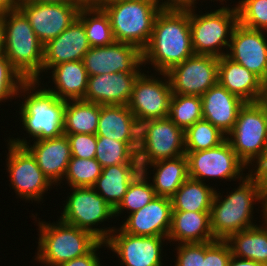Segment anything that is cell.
Masks as SVG:
<instances>
[{"label": "cell", "mask_w": 267, "mask_h": 266, "mask_svg": "<svg viewBox=\"0 0 267 266\" xmlns=\"http://www.w3.org/2000/svg\"><path fill=\"white\" fill-rule=\"evenodd\" d=\"M101 173L102 166L95 158L71 157L64 180L70 187H93Z\"/></svg>", "instance_id": "74e56055"}, {"label": "cell", "mask_w": 267, "mask_h": 266, "mask_svg": "<svg viewBox=\"0 0 267 266\" xmlns=\"http://www.w3.org/2000/svg\"><path fill=\"white\" fill-rule=\"evenodd\" d=\"M216 188L188 177L170 198L172 211L210 212Z\"/></svg>", "instance_id": "4dcf8cb0"}, {"label": "cell", "mask_w": 267, "mask_h": 266, "mask_svg": "<svg viewBox=\"0 0 267 266\" xmlns=\"http://www.w3.org/2000/svg\"><path fill=\"white\" fill-rule=\"evenodd\" d=\"M21 0H0V14L19 8Z\"/></svg>", "instance_id": "7dc6e473"}, {"label": "cell", "mask_w": 267, "mask_h": 266, "mask_svg": "<svg viewBox=\"0 0 267 266\" xmlns=\"http://www.w3.org/2000/svg\"><path fill=\"white\" fill-rule=\"evenodd\" d=\"M9 142L16 146H24L36 159L37 165L52 185L58 186L62 180L64 181L72 157L70 143L65 134L56 138L34 140L33 145L24 137H9Z\"/></svg>", "instance_id": "d6986e66"}, {"label": "cell", "mask_w": 267, "mask_h": 266, "mask_svg": "<svg viewBox=\"0 0 267 266\" xmlns=\"http://www.w3.org/2000/svg\"><path fill=\"white\" fill-rule=\"evenodd\" d=\"M175 266H203L204 242L203 243H181L175 248Z\"/></svg>", "instance_id": "7bdbcfd3"}, {"label": "cell", "mask_w": 267, "mask_h": 266, "mask_svg": "<svg viewBox=\"0 0 267 266\" xmlns=\"http://www.w3.org/2000/svg\"><path fill=\"white\" fill-rule=\"evenodd\" d=\"M96 136L139 142V123L127 105H100Z\"/></svg>", "instance_id": "d4e9b609"}, {"label": "cell", "mask_w": 267, "mask_h": 266, "mask_svg": "<svg viewBox=\"0 0 267 266\" xmlns=\"http://www.w3.org/2000/svg\"><path fill=\"white\" fill-rule=\"evenodd\" d=\"M4 54V32H3V18L0 14V56Z\"/></svg>", "instance_id": "681fc988"}, {"label": "cell", "mask_w": 267, "mask_h": 266, "mask_svg": "<svg viewBox=\"0 0 267 266\" xmlns=\"http://www.w3.org/2000/svg\"><path fill=\"white\" fill-rule=\"evenodd\" d=\"M166 4L165 0H127L104 1L100 6L109 16L115 41L142 51L150 41L156 16Z\"/></svg>", "instance_id": "5b68a950"}, {"label": "cell", "mask_w": 267, "mask_h": 266, "mask_svg": "<svg viewBox=\"0 0 267 266\" xmlns=\"http://www.w3.org/2000/svg\"><path fill=\"white\" fill-rule=\"evenodd\" d=\"M250 169L240 180L237 189L233 188L234 191L225 197L215 191L210 209V225L216 240H226L231 234L256 226L252 220L256 202L262 205L263 219L267 218V197Z\"/></svg>", "instance_id": "7a4b0ae2"}, {"label": "cell", "mask_w": 267, "mask_h": 266, "mask_svg": "<svg viewBox=\"0 0 267 266\" xmlns=\"http://www.w3.org/2000/svg\"><path fill=\"white\" fill-rule=\"evenodd\" d=\"M188 177L204 182L205 178L235 181L242 180L248 167L239 159L230 143L225 139L216 147L201 151H185ZM243 175V176H242Z\"/></svg>", "instance_id": "8fae6325"}, {"label": "cell", "mask_w": 267, "mask_h": 266, "mask_svg": "<svg viewBox=\"0 0 267 266\" xmlns=\"http://www.w3.org/2000/svg\"><path fill=\"white\" fill-rule=\"evenodd\" d=\"M147 174L149 171H141L131 182L122 201L114 209L115 217L120 216L119 214L123 213L124 210L127 211V214L140 210L156 197L155 190L149 180L150 177Z\"/></svg>", "instance_id": "e575fe53"}, {"label": "cell", "mask_w": 267, "mask_h": 266, "mask_svg": "<svg viewBox=\"0 0 267 266\" xmlns=\"http://www.w3.org/2000/svg\"><path fill=\"white\" fill-rule=\"evenodd\" d=\"M83 63L89 76L119 72H140L142 51L135 45L114 42L103 47H90Z\"/></svg>", "instance_id": "ac0fdd59"}, {"label": "cell", "mask_w": 267, "mask_h": 266, "mask_svg": "<svg viewBox=\"0 0 267 266\" xmlns=\"http://www.w3.org/2000/svg\"><path fill=\"white\" fill-rule=\"evenodd\" d=\"M33 3H57V4H79L83 6V4L79 0H23Z\"/></svg>", "instance_id": "c3c4849f"}, {"label": "cell", "mask_w": 267, "mask_h": 266, "mask_svg": "<svg viewBox=\"0 0 267 266\" xmlns=\"http://www.w3.org/2000/svg\"><path fill=\"white\" fill-rule=\"evenodd\" d=\"M159 236H135L115 228L105 241L106 248L117 254L123 266H162L163 243Z\"/></svg>", "instance_id": "9a60e30c"}, {"label": "cell", "mask_w": 267, "mask_h": 266, "mask_svg": "<svg viewBox=\"0 0 267 266\" xmlns=\"http://www.w3.org/2000/svg\"><path fill=\"white\" fill-rule=\"evenodd\" d=\"M263 221L262 226L256 224L254 227L231 234L225 240L233 256L267 266V218Z\"/></svg>", "instance_id": "f546056e"}, {"label": "cell", "mask_w": 267, "mask_h": 266, "mask_svg": "<svg viewBox=\"0 0 267 266\" xmlns=\"http://www.w3.org/2000/svg\"><path fill=\"white\" fill-rule=\"evenodd\" d=\"M232 254L225 240L204 242L203 266H228Z\"/></svg>", "instance_id": "60d3db41"}, {"label": "cell", "mask_w": 267, "mask_h": 266, "mask_svg": "<svg viewBox=\"0 0 267 266\" xmlns=\"http://www.w3.org/2000/svg\"><path fill=\"white\" fill-rule=\"evenodd\" d=\"M83 5H100L105 0H79Z\"/></svg>", "instance_id": "f907efd6"}, {"label": "cell", "mask_w": 267, "mask_h": 266, "mask_svg": "<svg viewBox=\"0 0 267 266\" xmlns=\"http://www.w3.org/2000/svg\"><path fill=\"white\" fill-rule=\"evenodd\" d=\"M89 49L83 23L76 18L59 36L44 45L42 72L63 62L83 60Z\"/></svg>", "instance_id": "7402d4cb"}, {"label": "cell", "mask_w": 267, "mask_h": 266, "mask_svg": "<svg viewBox=\"0 0 267 266\" xmlns=\"http://www.w3.org/2000/svg\"><path fill=\"white\" fill-rule=\"evenodd\" d=\"M168 241L203 243L215 241L210 225V212L172 211ZM173 240V241H172Z\"/></svg>", "instance_id": "484cf974"}, {"label": "cell", "mask_w": 267, "mask_h": 266, "mask_svg": "<svg viewBox=\"0 0 267 266\" xmlns=\"http://www.w3.org/2000/svg\"><path fill=\"white\" fill-rule=\"evenodd\" d=\"M151 76L141 73L134 83L128 108L136 117L137 122L166 118L169 115L172 90L166 73ZM167 78V79H166Z\"/></svg>", "instance_id": "4fadbf2b"}, {"label": "cell", "mask_w": 267, "mask_h": 266, "mask_svg": "<svg viewBox=\"0 0 267 266\" xmlns=\"http://www.w3.org/2000/svg\"><path fill=\"white\" fill-rule=\"evenodd\" d=\"M264 100L267 102V86H266L265 99Z\"/></svg>", "instance_id": "db71d44e"}, {"label": "cell", "mask_w": 267, "mask_h": 266, "mask_svg": "<svg viewBox=\"0 0 267 266\" xmlns=\"http://www.w3.org/2000/svg\"><path fill=\"white\" fill-rule=\"evenodd\" d=\"M79 4L33 3L21 0L19 10L25 15L43 45L59 36L77 18Z\"/></svg>", "instance_id": "2e32d148"}, {"label": "cell", "mask_w": 267, "mask_h": 266, "mask_svg": "<svg viewBox=\"0 0 267 266\" xmlns=\"http://www.w3.org/2000/svg\"><path fill=\"white\" fill-rule=\"evenodd\" d=\"M100 105L84 100L66 101L63 118L64 134H96Z\"/></svg>", "instance_id": "1f68e13d"}, {"label": "cell", "mask_w": 267, "mask_h": 266, "mask_svg": "<svg viewBox=\"0 0 267 266\" xmlns=\"http://www.w3.org/2000/svg\"><path fill=\"white\" fill-rule=\"evenodd\" d=\"M172 205L168 197L156 196L150 203L128 215L121 229L135 236L168 237Z\"/></svg>", "instance_id": "ffe728a7"}, {"label": "cell", "mask_w": 267, "mask_h": 266, "mask_svg": "<svg viewBox=\"0 0 267 266\" xmlns=\"http://www.w3.org/2000/svg\"><path fill=\"white\" fill-rule=\"evenodd\" d=\"M69 140L71 155L79 159L95 158L97 136L96 134H65Z\"/></svg>", "instance_id": "b9f144b4"}, {"label": "cell", "mask_w": 267, "mask_h": 266, "mask_svg": "<svg viewBox=\"0 0 267 266\" xmlns=\"http://www.w3.org/2000/svg\"><path fill=\"white\" fill-rule=\"evenodd\" d=\"M226 139L247 167L255 166L267 151V102H245Z\"/></svg>", "instance_id": "ba28073f"}, {"label": "cell", "mask_w": 267, "mask_h": 266, "mask_svg": "<svg viewBox=\"0 0 267 266\" xmlns=\"http://www.w3.org/2000/svg\"><path fill=\"white\" fill-rule=\"evenodd\" d=\"M218 60L212 55L194 54L166 74L172 94L202 96L218 83Z\"/></svg>", "instance_id": "5bb4252c"}, {"label": "cell", "mask_w": 267, "mask_h": 266, "mask_svg": "<svg viewBox=\"0 0 267 266\" xmlns=\"http://www.w3.org/2000/svg\"><path fill=\"white\" fill-rule=\"evenodd\" d=\"M228 266H265V265L250 259H242L232 255L228 263Z\"/></svg>", "instance_id": "bcb514c9"}, {"label": "cell", "mask_w": 267, "mask_h": 266, "mask_svg": "<svg viewBox=\"0 0 267 266\" xmlns=\"http://www.w3.org/2000/svg\"><path fill=\"white\" fill-rule=\"evenodd\" d=\"M185 155L184 130L168 117L139 124L137 159L140 168L156 161Z\"/></svg>", "instance_id": "30bf717a"}, {"label": "cell", "mask_w": 267, "mask_h": 266, "mask_svg": "<svg viewBox=\"0 0 267 266\" xmlns=\"http://www.w3.org/2000/svg\"><path fill=\"white\" fill-rule=\"evenodd\" d=\"M77 18L83 23L90 47H103L115 42L109 16L100 5H83Z\"/></svg>", "instance_id": "d6a6232c"}, {"label": "cell", "mask_w": 267, "mask_h": 266, "mask_svg": "<svg viewBox=\"0 0 267 266\" xmlns=\"http://www.w3.org/2000/svg\"><path fill=\"white\" fill-rule=\"evenodd\" d=\"M185 151H201L221 144L226 135L205 119L195 122L184 131Z\"/></svg>", "instance_id": "8d00e7d4"}, {"label": "cell", "mask_w": 267, "mask_h": 266, "mask_svg": "<svg viewBox=\"0 0 267 266\" xmlns=\"http://www.w3.org/2000/svg\"><path fill=\"white\" fill-rule=\"evenodd\" d=\"M106 246L105 242L99 241L87 254L63 262L58 266H101L100 257L97 252L100 248Z\"/></svg>", "instance_id": "ee69618b"}, {"label": "cell", "mask_w": 267, "mask_h": 266, "mask_svg": "<svg viewBox=\"0 0 267 266\" xmlns=\"http://www.w3.org/2000/svg\"><path fill=\"white\" fill-rule=\"evenodd\" d=\"M189 23V4L168 3L156 16L148 45L142 50V64L158 73L194 55Z\"/></svg>", "instance_id": "6da1fadb"}, {"label": "cell", "mask_w": 267, "mask_h": 266, "mask_svg": "<svg viewBox=\"0 0 267 266\" xmlns=\"http://www.w3.org/2000/svg\"><path fill=\"white\" fill-rule=\"evenodd\" d=\"M168 118L185 131L203 119L201 97L172 94Z\"/></svg>", "instance_id": "d590c367"}, {"label": "cell", "mask_w": 267, "mask_h": 266, "mask_svg": "<svg viewBox=\"0 0 267 266\" xmlns=\"http://www.w3.org/2000/svg\"><path fill=\"white\" fill-rule=\"evenodd\" d=\"M234 6L238 12L240 25L267 31V0H241Z\"/></svg>", "instance_id": "f35d334b"}, {"label": "cell", "mask_w": 267, "mask_h": 266, "mask_svg": "<svg viewBox=\"0 0 267 266\" xmlns=\"http://www.w3.org/2000/svg\"><path fill=\"white\" fill-rule=\"evenodd\" d=\"M218 83L244 102L265 99L266 85L255 74L226 55L218 60Z\"/></svg>", "instance_id": "cb8c5ba5"}, {"label": "cell", "mask_w": 267, "mask_h": 266, "mask_svg": "<svg viewBox=\"0 0 267 266\" xmlns=\"http://www.w3.org/2000/svg\"><path fill=\"white\" fill-rule=\"evenodd\" d=\"M215 1V0H214ZM216 1H220L223 2L225 0H216ZM181 3H186V4H197L196 0H183Z\"/></svg>", "instance_id": "816d5d0a"}, {"label": "cell", "mask_w": 267, "mask_h": 266, "mask_svg": "<svg viewBox=\"0 0 267 266\" xmlns=\"http://www.w3.org/2000/svg\"><path fill=\"white\" fill-rule=\"evenodd\" d=\"M8 142L7 172L16 195L25 201H42L52 184L37 165L36 159L24 146ZM42 199V200H41Z\"/></svg>", "instance_id": "7c38bea8"}, {"label": "cell", "mask_w": 267, "mask_h": 266, "mask_svg": "<svg viewBox=\"0 0 267 266\" xmlns=\"http://www.w3.org/2000/svg\"><path fill=\"white\" fill-rule=\"evenodd\" d=\"M2 18L5 57L26 81L41 80L44 45L19 9L2 13Z\"/></svg>", "instance_id": "277c9868"}, {"label": "cell", "mask_w": 267, "mask_h": 266, "mask_svg": "<svg viewBox=\"0 0 267 266\" xmlns=\"http://www.w3.org/2000/svg\"><path fill=\"white\" fill-rule=\"evenodd\" d=\"M168 3H181L183 0H166Z\"/></svg>", "instance_id": "f5cc1de1"}, {"label": "cell", "mask_w": 267, "mask_h": 266, "mask_svg": "<svg viewBox=\"0 0 267 266\" xmlns=\"http://www.w3.org/2000/svg\"><path fill=\"white\" fill-rule=\"evenodd\" d=\"M141 72H119L89 76L84 101L99 105H128L134 83Z\"/></svg>", "instance_id": "44dd1931"}, {"label": "cell", "mask_w": 267, "mask_h": 266, "mask_svg": "<svg viewBox=\"0 0 267 266\" xmlns=\"http://www.w3.org/2000/svg\"><path fill=\"white\" fill-rule=\"evenodd\" d=\"M57 223L37 222L39 240L36 261L45 266L59 264L87 254L99 240L86 230L58 219Z\"/></svg>", "instance_id": "8992f818"}, {"label": "cell", "mask_w": 267, "mask_h": 266, "mask_svg": "<svg viewBox=\"0 0 267 266\" xmlns=\"http://www.w3.org/2000/svg\"><path fill=\"white\" fill-rule=\"evenodd\" d=\"M147 167H153L154 175L151 185L155 190L156 196L171 198L188 179L186 155L146 164L141 168V171H147Z\"/></svg>", "instance_id": "f1b7e54d"}, {"label": "cell", "mask_w": 267, "mask_h": 266, "mask_svg": "<svg viewBox=\"0 0 267 266\" xmlns=\"http://www.w3.org/2000/svg\"><path fill=\"white\" fill-rule=\"evenodd\" d=\"M264 32L267 31L249 29L238 23L233 29L226 56L267 85V35Z\"/></svg>", "instance_id": "e0dca14e"}, {"label": "cell", "mask_w": 267, "mask_h": 266, "mask_svg": "<svg viewBox=\"0 0 267 266\" xmlns=\"http://www.w3.org/2000/svg\"><path fill=\"white\" fill-rule=\"evenodd\" d=\"M105 1H127V0H105Z\"/></svg>", "instance_id": "11a10c76"}, {"label": "cell", "mask_w": 267, "mask_h": 266, "mask_svg": "<svg viewBox=\"0 0 267 266\" xmlns=\"http://www.w3.org/2000/svg\"><path fill=\"white\" fill-rule=\"evenodd\" d=\"M71 188L70 190L73 191L64 201L63 212L59 219L79 229L86 230L99 241L105 242L116 227H103V229L95 228V226L113 218L114 208L93 187Z\"/></svg>", "instance_id": "9c48e42d"}, {"label": "cell", "mask_w": 267, "mask_h": 266, "mask_svg": "<svg viewBox=\"0 0 267 266\" xmlns=\"http://www.w3.org/2000/svg\"><path fill=\"white\" fill-rule=\"evenodd\" d=\"M202 116L227 135L235 125L240 108L245 102L230 93L219 83L209 88L202 96Z\"/></svg>", "instance_id": "603a6c76"}, {"label": "cell", "mask_w": 267, "mask_h": 266, "mask_svg": "<svg viewBox=\"0 0 267 266\" xmlns=\"http://www.w3.org/2000/svg\"><path fill=\"white\" fill-rule=\"evenodd\" d=\"M26 82L23 76L11 65L5 55L0 56V102L17 97L21 86Z\"/></svg>", "instance_id": "ab89813d"}, {"label": "cell", "mask_w": 267, "mask_h": 266, "mask_svg": "<svg viewBox=\"0 0 267 266\" xmlns=\"http://www.w3.org/2000/svg\"><path fill=\"white\" fill-rule=\"evenodd\" d=\"M196 5L189 4V23L192 47L195 54L222 57L227 55L231 35L238 24V12L235 7L223 6L206 13L196 14ZM223 49H227L223 52ZM225 47V48H224Z\"/></svg>", "instance_id": "52a82bcc"}, {"label": "cell", "mask_w": 267, "mask_h": 266, "mask_svg": "<svg viewBox=\"0 0 267 266\" xmlns=\"http://www.w3.org/2000/svg\"><path fill=\"white\" fill-rule=\"evenodd\" d=\"M40 83L34 80L26 81L17 96L24 97L22 104L19 105V118L24 131L29 137L31 135L33 140L56 138L64 134L63 118L66 101L59 99L45 87L37 89Z\"/></svg>", "instance_id": "3957f363"}, {"label": "cell", "mask_w": 267, "mask_h": 266, "mask_svg": "<svg viewBox=\"0 0 267 266\" xmlns=\"http://www.w3.org/2000/svg\"><path fill=\"white\" fill-rule=\"evenodd\" d=\"M140 173L139 164H118L104 167L93 189L115 209L122 201L131 182Z\"/></svg>", "instance_id": "83f0119b"}, {"label": "cell", "mask_w": 267, "mask_h": 266, "mask_svg": "<svg viewBox=\"0 0 267 266\" xmlns=\"http://www.w3.org/2000/svg\"><path fill=\"white\" fill-rule=\"evenodd\" d=\"M252 169L250 172L258 179V182L262 186L263 192L267 197V151L263 155L262 159L255 164V167H252Z\"/></svg>", "instance_id": "f6af8a7d"}, {"label": "cell", "mask_w": 267, "mask_h": 266, "mask_svg": "<svg viewBox=\"0 0 267 266\" xmlns=\"http://www.w3.org/2000/svg\"><path fill=\"white\" fill-rule=\"evenodd\" d=\"M139 142H120L97 136L95 159L102 168L118 164H139L137 149Z\"/></svg>", "instance_id": "836d02e7"}, {"label": "cell", "mask_w": 267, "mask_h": 266, "mask_svg": "<svg viewBox=\"0 0 267 266\" xmlns=\"http://www.w3.org/2000/svg\"><path fill=\"white\" fill-rule=\"evenodd\" d=\"M51 70L55 87L54 89L48 87L49 92L64 101L83 100L89 75L82 60L63 62Z\"/></svg>", "instance_id": "4316f807"}]
</instances>
